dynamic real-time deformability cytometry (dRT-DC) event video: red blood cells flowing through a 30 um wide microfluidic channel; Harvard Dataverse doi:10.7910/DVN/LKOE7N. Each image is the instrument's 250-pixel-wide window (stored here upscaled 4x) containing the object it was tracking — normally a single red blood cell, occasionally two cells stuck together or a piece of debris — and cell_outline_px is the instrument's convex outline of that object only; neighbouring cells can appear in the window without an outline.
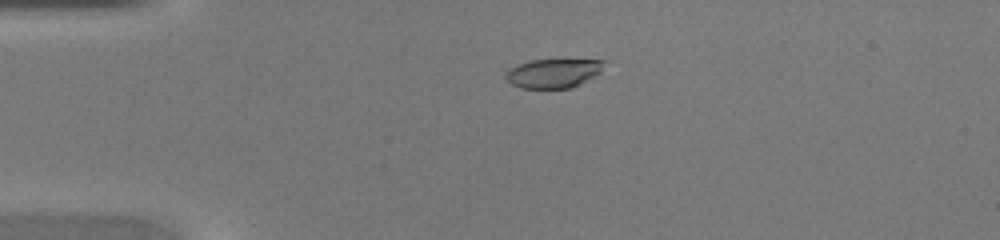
{"species": "common noctule bat (a hibernating species)", "species_latin": "Nyctalus noctula", "temperature_condition": "warm", "stored_images_in_passage": 45, "camera_frame_rate_fps": 3000, "um_per_image_px": 0.085, "animal": {"sex": "female", "body_mass_g": 20.0, "forearm_length_mm": 54.0}, "frame": {"image": 1, "passage_image": 11, "time_ms": 3.333, "image_size_px": [1000, 240], "cell_outline_px": [[608, 60], [600, 72], [580, 84], [572, 88], [520, 88], [512, 84], [504, 76], [504, 72], [520, 64], [532, 60]], "centroid_in_image_um": [47.05, 6.23], "position_along_channel_um": 38.0, "area_um2": 16.53}}
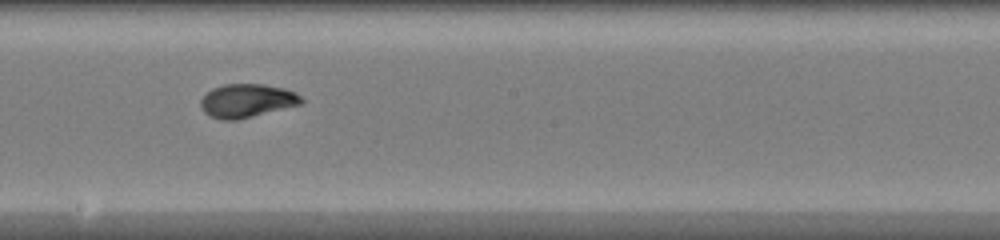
{"frame": {"image": 2, "passage_image": 26, "time_ms": 8.333, "image_size_px": [1000, 240], "cell_outline_px": [[304, 104], [236, 120], [224, 120], [212, 116], [204, 112], [200, 108], [200, 100], [212, 88], [224, 84], [264, 84], [284, 88], [296, 92], [304, 100]], "centroid_in_image_um": [21.02, 8.55], "position_along_channel_um": 227.2, "area_um2": 19.77}}
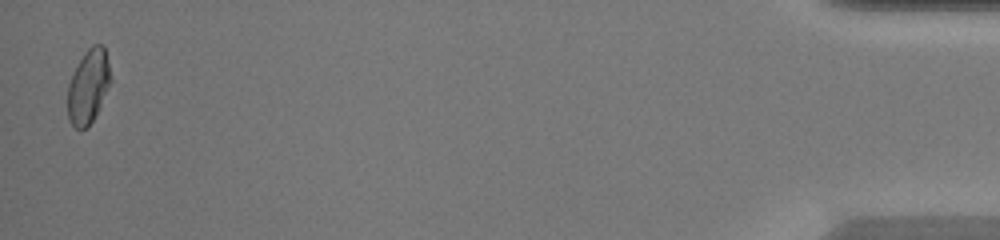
{"frame": {"image": 3, "passage_image": 45, "time_ms": 14.667, "image_size_px": [1000, 240], "cell_outline_px": [[112, 80], [88, 128], [76, 128], [68, 120], [68, 84], [84, 52], [92, 44], [100, 44], [104, 48]], "centroid_in_image_um": [7.5, 7.34], "position_along_channel_um": 427.7, "area_um2": 18.09}}